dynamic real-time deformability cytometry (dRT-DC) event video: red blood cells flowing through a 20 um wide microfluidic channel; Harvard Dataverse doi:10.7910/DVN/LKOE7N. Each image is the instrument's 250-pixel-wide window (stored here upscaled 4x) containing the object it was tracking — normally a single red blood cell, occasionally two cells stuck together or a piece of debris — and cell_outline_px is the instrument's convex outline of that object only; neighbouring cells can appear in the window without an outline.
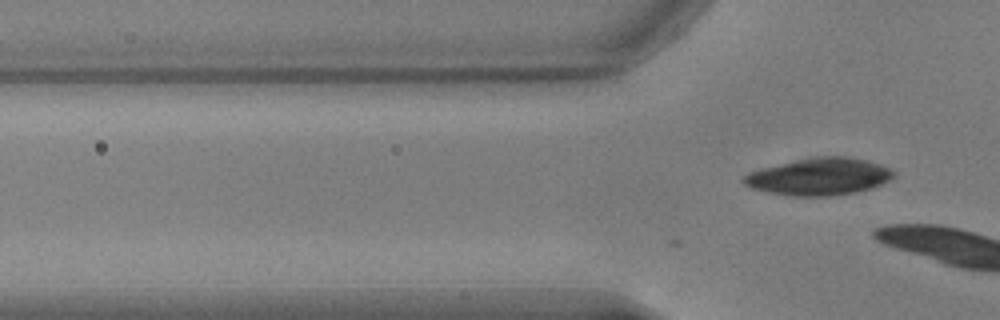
{"species": "common noctule bat (a hibernating species)", "species_latin": "Nyctalus noctula", "temperature_condition": "warm", "stored_images_in_passage": 4, "camera_frame_rate_fps": 3000, "um_per_image_px": 0.085, "animal": {"sex": "male", "body_mass_g": 17.9, "forearm_length_mm": 54.2}, "frame": {"image": 1, "passage_image": 4, "time_ms": 1.0, "image_size_px": [1000, 320], "cell_outline_px": [[896, 176], [872, 188], [856, 192], [828, 196], [792, 196], [768, 192], [752, 188], [744, 184], [740, 180], [748, 172], [812, 156], [848, 156], [880, 164], [888, 168]], "centroid_in_image_um": [69.61, 15.01], "position_along_channel_um": 56.2, "area_um2": 32.25}}